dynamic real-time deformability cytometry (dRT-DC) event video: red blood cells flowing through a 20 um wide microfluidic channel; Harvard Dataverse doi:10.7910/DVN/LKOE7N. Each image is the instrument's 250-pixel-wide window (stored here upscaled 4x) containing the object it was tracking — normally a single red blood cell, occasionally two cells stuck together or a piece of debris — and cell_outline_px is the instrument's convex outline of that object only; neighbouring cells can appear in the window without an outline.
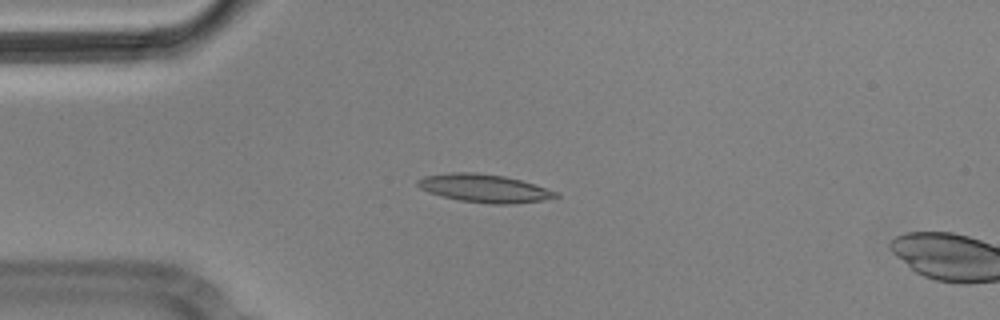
{"species": "Egyptian fruit bat (a non-hibernating species)", "species_latin": "Rousettus aegyptiacus", "temperature_condition": "cold", "stored_images_in_passage": 5, "segment_of_instrument_passage": [1, 2], "camera_frame_rate_fps": 3000, "um_per_image_px": 0.085, "animal": {"sex": "male"}, "frame": {"image": 1, "passage_image": 4, "time_ms": 1.0, "image_size_px": [1000, 320], "cell_outline_px": [[560, 196], [544, 200], [508, 204], [492, 204], [460, 200], [444, 196], [420, 188], [416, 184], [416, 180], [424, 176], [452, 172], [476, 172], [504, 176], [520, 180], [556, 192]], "centroid_in_image_um": [41.14, 15.99], "position_along_channel_um": 43.9, "area_um2": 22.2}}